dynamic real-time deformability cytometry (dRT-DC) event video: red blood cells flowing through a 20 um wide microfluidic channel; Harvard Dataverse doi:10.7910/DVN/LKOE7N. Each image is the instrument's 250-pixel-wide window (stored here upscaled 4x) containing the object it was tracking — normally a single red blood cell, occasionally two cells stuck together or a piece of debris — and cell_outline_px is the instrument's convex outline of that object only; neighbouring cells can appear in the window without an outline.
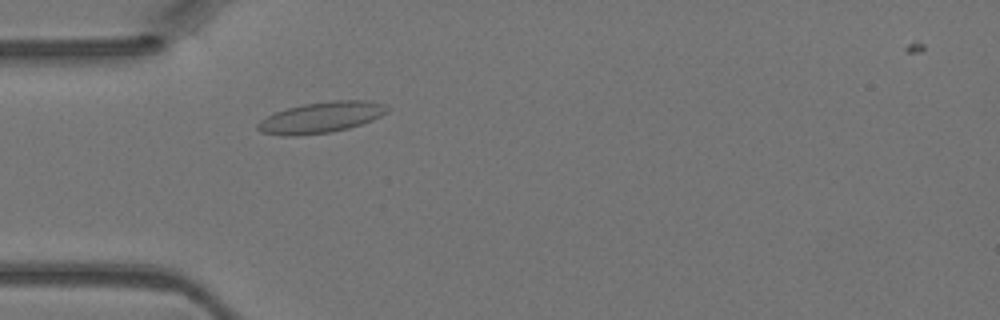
{"species": "Egyptian fruit bat (a non-hibernating species)", "species_latin": "Rousettus aegyptiacus", "temperature_condition": "warm", "stored_images_in_passage": 13, "camera_frame_rate_fps": 3000, "um_per_image_px": 0.085, "animal": {"sex": "female"}, "frame": {"image": 1, "passage_image": 10, "time_ms": 3.0, "image_size_px": [1000, 320], "cell_outline_px": [[392, 108], [388, 112], [372, 120], [348, 128], [332, 132], [296, 136], [284, 136], [260, 132], [256, 128], [256, 124], [260, 120], [276, 112], [288, 108], [304, 104], [332, 100], [368, 100], [384, 104]], "centroid_in_image_um": [27.31, 9.98], "position_along_channel_um": 57.7, "area_um2": 23.47}}